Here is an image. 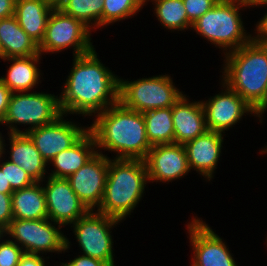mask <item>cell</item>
<instances>
[{
    "instance_id": "obj_1",
    "label": "cell",
    "mask_w": 267,
    "mask_h": 266,
    "mask_svg": "<svg viewBox=\"0 0 267 266\" xmlns=\"http://www.w3.org/2000/svg\"><path fill=\"white\" fill-rule=\"evenodd\" d=\"M92 51L74 56L73 67L59 96L62 114H100L119 102V77ZM66 114V115H65Z\"/></svg>"
},
{
    "instance_id": "obj_2",
    "label": "cell",
    "mask_w": 267,
    "mask_h": 266,
    "mask_svg": "<svg viewBox=\"0 0 267 266\" xmlns=\"http://www.w3.org/2000/svg\"><path fill=\"white\" fill-rule=\"evenodd\" d=\"M88 127L98 153L114 151L115 159L145 160L152 145L147 139L143 113L124 107L120 102L95 115Z\"/></svg>"
},
{
    "instance_id": "obj_3",
    "label": "cell",
    "mask_w": 267,
    "mask_h": 266,
    "mask_svg": "<svg viewBox=\"0 0 267 266\" xmlns=\"http://www.w3.org/2000/svg\"><path fill=\"white\" fill-rule=\"evenodd\" d=\"M225 55L222 82L261 116L267 111V45L252 38Z\"/></svg>"
},
{
    "instance_id": "obj_4",
    "label": "cell",
    "mask_w": 267,
    "mask_h": 266,
    "mask_svg": "<svg viewBox=\"0 0 267 266\" xmlns=\"http://www.w3.org/2000/svg\"><path fill=\"white\" fill-rule=\"evenodd\" d=\"M149 182L145 160L110 159L99 213L122 221L140 202Z\"/></svg>"
},
{
    "instance_id": "obj_5",
    "label": "cell",
    "mask_w": 267,
    "mask_h": 266,
    "mask_svg": "<svg viewBox=\"0 0 267 266\" xmlns=\"http://www.w3.org/2000/svg\"><path fill=\"white\" fill-rule=\"evenodd\" d=\"M245 4L237 2H217L216 5L192 24L196 33L212 44L225 50H237L248 43L253 36L247 35L240 15ZM229 50V51H228Z\"/></svg>"
},
{
    "instance_id": "obj_6",
    "label": "cell",
    "mask_w": 267,
    "mask_h": 266,
    "mask_svg": "<svg viewBox=\"0 0 267 266\" xmlns=\"http://www.w3.org/2000/svg\"><path fill=\"white\" fill-rule=\"evenodd\" d=\"M182 95L168 74L135 81L119 78V102L137 112L172 107Z\"/></svg>"
},
{
    "instance_id": "obj_7",
    "label": "cell",
    "mask_w": 267,
    "mask_h": 266,
    "mask_svg": "<svg viewBox=\"0 0 267 266\" xmlns=\"http://www.w3.org/2000/svg\"><path fill=\"white\" fill-rule=\"evenodd\" d=\"M61 115L58 95L42 92H19L18 94L17 92V94L12 93L10 97L2 124L9 125V133H26L29 130L54 122ZM16 124L31 125V127L21 131Z\"/></svg>"
},
{
    "instance_id": "obj_8",
    "label": "cell",
    "mask_w": 267,
    "mask_h": 266,
    "mask_svg": "<svg viewBox=\"0 0 267 266\" xmlns=\"http://www.w3.org/2000/svg\"><path fill=\"white\" fill-rule=\"evenodd\" d=\"M49 218L39 220L13 219L5 229V236L19 245L25 253H61L70 249V242L60 229V224L52 223ZM56 225L57 228H56Z\"/></svg>"
},
{
    "instance_id": "obj_9",
    "label": "cell",
    "mask_w": 267,
    "mask_h": 266,
    "mask_svg": "<svg viewBox=\"0 0 267 266\" xmlns=\"http://www.w3.org/2000/svg\"><path fill=\"white\" fill-rule=\"evenodd\" d=\"M91 30L81 21L53 9L45 29V35L39 45V52L56 53L73 47V57L92 51Z\"/></svg>"
},
{
    "instance_id": "obj_10",
    "label": "cell",
    "mask_w": 267,
    "mask_h": 266,
    "mask_svg": "<svg viewBox=\"0 0 267 266\" xmlns=\"http://www.w3.org/2000/svg\"><path fill=\"white\" fill-rule=\"evenodd\" d=\"M118 223H120L118 219L93 210H89L73 223L75 238L84 253L82 255L115 266L112 250L114 242L110 230Z\"/></svg>"
},
{
    "instance_id": "obj_11",
    "label": "cell",
    "mask_w": 267,
    "mask_h": 266,
    "mask_svg": "<svg viewBox=\"0 0 267 266\" xmlns=\"http://www.w3.org/2000/svg\"><path fill=\"white\" fill-rule=\"evenodd\" d=\"M187 230L194 253L191 266H237L225 242L202 218H192Z\"/></svg>"
},
{
    "instance_id": "obj_12",
    "label": "cell",
    "mask_w": 267,
    "mask_h": 266,
    "mask_svg": "<svg viewBox=\"0 0 267 266\" xmlns=\"http://www.w3.org/2000/svg\"><path fill=\"white\" fill-rule=\"evenodd\" d=\"M222 86L225 91L222 89L221 93L209 98L208 101H201L209 131L225 133V130L240 122L245 113H254V116L261 118L237 92L223 82Z\"/></svg>"
},
{
    "instance_id": "obj_13",
    "label": "cell",
    "mask_w": 267,
    "mask_h": 266,
    "mask_svg": "<svg viewBox=\"0 0 267 266\" xmlns=\"http://www.w3.org/2000/svg\"><path fill=\"white\" fill-rule=\"evenodd\" d=\"M110 158L96 153L78 171L67 179L71 188L88 210L99 208L105 190Z\"/></svg>"
},
{
    "instance_id": "obj_14",
    "label": "cell",
    "mask_w": 267,
    "mask_h": 266,
    "mask_svg": "<svg viewBox=\"0 0 267 266\" xmlns=\"http://www.w3.org/2000/svg\"><path fill=\"white\" fill-rule=\"evenodd\" d=\"M77 125L66 121L62 114L54 122L29 130L26 134L49 165L57 154L69 149L88 131V127Z\"/></svg>"
},
{
    "instance_id": "obj_15",
    "label": "cell",
    "mask_w": 267,
    "mask_h": 266,
    "mask_svg": "<svg viewBox=\"0 0 267 266\" xmlns=\"http://www.w3.org/2000/svg\"><path fill=\"white\" fill-rule=\"evenodd\" d=\"M43 187L48 218L61 226L71 225L89 210L71 188L67 178L47 177Z\"/></svg>"
},
{
    "instance_id": "obj_16",
    "label": "cell",
    "mask_w": 267,
    "mask_h": 266,
    "mask_svg": "<svg viewBox=\"0 0 267 266\" xmlns=\"http://www.w3.org/2000/svg\"><path fill=\"white\" fill-rule=\"evenodd\" d=\"M149 182H171L190 172L183 144L153 145L145 158Z\"/></svg>"
},
{
    "instance_id": "obj_17",
    "label": "cell",
    "mask_w": 267,
    "mask_h": 266,
    "mask_svg": "<svg viewBox=\"0 0 267 266\" xmlns=\"http://www.w3.org/2000/svg\"><path fill=\"white\" fill-rule=\"evenodd\" d=\"M223 134L207 130L204 134L184 144L188 164L191 169L196 170L200 175L209 181L221 155Z\"/></svg>"
},
{
    "instance_id": "obj_18",
    "label": "cell",
    "mask_w": 267,
    "mask_h": 266,
    "mask_svg": "<svg viewBox=\"0 0 267 266\" xmlns=\"http://www.w3.org/2000/svg\"><path fill=\"white\" fill-rule=\"evenodd\" d=\"M188 101L183 94L172 106L175 144L184 145L208 130L201 101Z\"/></svg>"
},
{
    "instance_id": "obj_19",
    "label": "cell",
    "mask_w": 267,
    "mask_h": 266,
    "mask_svg": "<svg viewBox=\"0 0 267 266\" xmlns=\"http://www.w3.org/2000/svg\"><path fill=\"white\" fill-rule=\"evenodd\" d=\"M10 141V159L20 166L35 182H43L47 162L26 133H8Z\"/></svg>"
},
{
    "instance_id": "obj_20",
    "label": "cell",
    "mask_w": 267,
    "mask_h": 266,
    "mask_svg": "<svg viewBox=\"0 0 267 266\" xmlns=\"http://www.w3.org/2000/svg\"><path fill=\"white\" fill-rule=\"evenodd\" d=\"M97 153L96 142L92 133L88 130L69 149L57 154L50 164L55 167L49 176L56 178H68L78 171L88 160Z\"/></svg>"
},
{
    "instance_id": "obj_21",
    "label": "cell",
    "mask_w": 267,
    "mask_h": 266,
    "mask_svg": "<svg viewBox=\"0 0 267 266\" xmlns=\"http://www.w3.org/2000/svg\"><path fill=\"white\" fill-rule=\"evenodd\" d=\"M40 54L39 45L20 27L12 16L0 20V59Z\"/></svg>"
},
{
    "instance_id": "obj_22",
    "label": "cell",
    "mask_w": 267,
    "mask_h": 266,
    "mask_svg": "<svg viewBox=\"0 0 267 266\" xmlns=\"http://www.w3.org/2000/svg\"><path fill=\"white\" fill-rule=\"evenodd\" d=\"M52 10L41 0H16L14 17L29 37L40 45Z\"/></svg>"
},
{
    "instance_id": "obj_23",
    "label": "cell",
    "mask_w": 267,
    "mask_h": 266,
    "mask_svg": "<svg viewBox=\"0 0 267 266\" xmlns=\"http://www.w3.org/2000/svg\"><path fill=\"white\" fill-rule=\"evenodd\" d=\"M41 54L28 57H10L3 59L12 64L7 69V75L0 80L12 91V93L29 92L40 81V69L37 68Z\"/></svg>"
},
{
    "instance_id": "obj_24",
    "label": "cell",
    "mask_w": 267,
    "mask_h": 266,
    "mask_svg": "<svg viewBox=\"0 0 267 266\" xmlns=\"http://www.w3.org/2000/svg\"><path fill=\"white\" fill-rule=\"evenodd\" d=\"M42 182L12 193L13 219L39 220L48 218L46 198Z\"/></svg>"
},
{
    "instance_id": "obj_25",
    "label": "cell",
    "mask_w": 267,
    "mask_h": 266,
    "mask_svg": "<svg viewBox=\"0 0 267 266\" xmlns=\"http://www.w3.org/2000/svg\"><path fill=\"white\" fill-rule=\"evenodd\" d=\"M142 113L146 125L147 139L152 146L174 143L172 107L158 108Z\"/></svg>"
},
{
    "instance_id": "obj_26",
    "label": "cell",
    "mask_w": 267,
    "mask_h": 266,
    "mask_svg": "<svg viewBox=\"0 0 267 266\" xmlns=\"http://www.w3.org/2000/svg\"><path fill=\"white\" fill-rule=\"evenodd\" d=\"M103 7L104 0H65L59 9L91 30L102 26Z\"/></svg>"
},
{
    "instance_id": "obj_27",
    "label": "cell",
    "mask_w": 267,
    "mask_h": 266,
    "mask_svg": "<svg viewBox=\"0 0 267 266\" xmlns=\"http://www.w3.org/2000/svg\"><path fill=\"white\" fill-rule=\"evenodd\" d=\"M151 2L155 3L154 13L163 27L171 31L192 28L183 0H151Z\"/></svg>"
},
{
    "instance_id": "obj_28",
    "label": "cell",
    "mask_w": 267,
    "mask_h": 266,
    "mask_svg": "<svg viewBox=\"0 0 267 266\" xmlns=\"http://www.w3.org/2000/svg\"><path fill=\"white\" fill-rule=\"evenodd\" d=\"M145 4V0H104L102 27L134 16Z\"/></svg>"
},
{
    "instance_id": "obj_29",
    "label": "cell",
    "mask_w": 267,
    "mask_h": 266,
    "mask_svg": "<svg viewBox=\"0 0 267 266\" xmlns=\"http://www.w3.org/2000/svg\"><path fill=\"white\" fill-rule=\"evenodd\" d=\"M6 178L13 191L29 187L35 183L27 172L9 160L6 161Z\"/></svg>"
},
{
    "instance_id": "obj_30",
    "label": "cell",
    "mask_w": 267,
    "mask_h": 266,
    "mask_svg": "<svg viewBox=\"0 0 267 266\" xmlns=\"http://www.w3.org/2000/svg\"><path fill=\"white\" fill-rule=\"evenodd\" d=\"M24 253L23 249L11 239L0 242V266H17Z\"/></svg>"
},
{
    "instance_id": "obj_31",
    "label": "cell",
    "mask_w": 267,
    "mask_h": 266,
    "mask_svg": "<svg viewBox=\"0 0 267 266\" xmlns=\"http://www.w3.org/2000/svg\"><path fill=\"white\" fill-rule=\"evenodd\" d=\"M217 2L218 0H183L189 22L193 24Z\"/></svg>"
},
{
    "instance_id": "obj_32",
    "label": "cell",
    "mask_w": 267,
    "mask_h": 266,
    "mask_svg": "<svg viewBox=\"0 0 267 266\" xmlns=\"http://www.w3.org/2000/svg\"><path fill=\"white\" fill-rule=\"evenodd\" d=\"M12 194L0 193V227L4 230L13 220Z\"/></svg>"
},
{
    "instance_id": "obj_33",
    "label": "cell",
    "mask_w": 267,
    "mask_h": 266,
    "mask_svg": "<svg viewBox=\"0 0 267 266\" xmlns=\"http://www.w3.org/2000/svg\"><path fill=\"white\" fill-rule=\"evenodd\" d=\"M12 91L0 80V124L6 116Z\"/></svg>"
},
{
    "instance_id": "obj_34",
    "label": "cell",
    "mask_w": 267,
    "mask_h": 266,
    "mask_svg": "<svg viewBox=\"0 0 267 266\" xmlns=\"http://www.w3.org/2000/svg\"><path fill=\"white\" fill-rule=\"evenodd\" d=\"M67 266H109L106 262L94 259L89 256H78L65 263Z\"/></svg>"
},
{
    "instance_id": "obj_35",
    "label": "cell",
    "mask_w": 267,
    "mask_h": 266,
    "mask_svg": "<svg viewBox=\"0 0 267 266\" xmlns=\"http://www.w3.org/2000/svg\"><path fill=\"white\" fill-rule=\"evenodd\" d=\"M39 254L24 253L17 266H45V260Z\"/></svg>"
},
{
    "instance_id": "obj_36",
    "label": "cell",
    "mask_w": 267,
    "mask_h": 266,
    "mask_svg": "<svg viewBox=\"0 0 267 266\" xmlns=\"http://www.w3.org/2000/svg\"><path fill=\"white\" fill-rule=\"evenodd\" d=\"M257 23L255 29V31L257 30V35L253 38L259 43L267 45V13Z\"/></svg>"
},
{
    "instance_id": "obj_37",
    "label": "cell",
    "mask_w": 267,
    "mask_h": 266,
    "mask_svg": "<svg viewBox=\"0 0 267 266\" xmlns=\"http://www.w3.org/2000/svg\"><path fill=\"white\" fill-rule=\"evenodd\" d=\"M16 0H0V20L14 16Z\"/></svg>"
},
{
    "instance_id": "obj_38",
    "label": "cell",
    "mask_w": 267,
    "mask_h": 266,
    "mask_svg": "<svg viewBox=\"0 0 267 266\" xmlns=\"http://www.w3.org/2000/svg\"><path fill=\"white\" fill-rule=\"evenodd\" d=\"M1 162V160H0ZM14 191L6 178V160L0 163V193L12 194Z\"/></svg>"
},
{
    "instance_id": "obj_39",
    "label": "cell",
    "mask_w": 267,
    "mask_h": 266,
    "mask_svg": "<svg viewBox=\"0 0 267 266\" xmlns=\"http://www.w3.org/2000/svg\"><path fill=\"white\" fill-rule=\"evenodd\" d=\"M53 9H59L65 0H41Z\"/></svg>"
},
{
    "instance_id": "obj_40",
    "label": "cell",
    "mask_w": 267,
    "mask_h": 266,
    "mask_svg": "<svg viewBox=\"0 0 267 266\" xmlns=\"http://www.w3.org/2000/svg\"><path fill=\"white\" fill-rule=\"evenodd\" d=\"M262 5H267V0H250V3H249V8L251 6H262Z\"/></svg>"
},
{
    "instance_id": "obj_41",
    "label": "cell",
    "mask_w": 267,
    "mask_h": 266,
    "mask_svg": "<svg viewBox=\"0 0 267 266\" xmlns=\"http://www.w3.org/2000/svg\"><path fill=\"white\" fill-rule=\"evenodd\" d=\"M3 138L4 137H2V134L0 133V159L3 157V154H5V150H6L4 148L6 145L4 144L5 140H3Z\"/></svg>"
},
{
    "instance_id": "obj_42",
    "label": "cell",
    "mask_w": 267,
    "mask_h": 266,
    "mask_svg": "<svg viewBox=\"0 0 267 266\" xmlns=\"http://www.w3.org/2000/svg\"><path fill=\"white\" fill-rule=\"evenodd\" d=\"M219 2H237L249 6L250 0H218Z\"/></svg>"
},
{
    "instance_id": "obj_43",
    "label": "cell",
    "mask_w": 267,
    "mask_h": 266,
    "mask_svg": "<svg viewBox=\"0 0 267 266\" xmlns=\"http://www.w3.org/2000/svg\"><path fill=\"white\" fill-rule=\"evenodd\" d=\"M5 236V230L0 227V240Z\"/></svg>"
},
{
    "instance_id": "obj_44",
    "label": "cell",
    "mask_w": 267,
    "mask_h": 266,
    "mask_svg": "<svg viewBox=\"0 0 267 266\" xmlns=\"http://www.w3.org/2000/svg\"><path fill=\"white\" fill-rule=\"evenodd\" d=\"M262 151V153H267V147H266V149L264 148V150H261Z\"/></svg>"
},
{
    "instance_id": "obj_45",
    "label": "cell",
    "mask_w": 267,
    "mask_h": 266,
    "mask_svg": "<svg viewBox=\"0 0 267 266\" xmlns=\"http://www.w3.org/2000/svg\"><path fill=\"white\" fill-rule=\"evenodd\" d=\"M61 264V266H67L65 263H60Z\"/></svg>"
}]
</instances>
